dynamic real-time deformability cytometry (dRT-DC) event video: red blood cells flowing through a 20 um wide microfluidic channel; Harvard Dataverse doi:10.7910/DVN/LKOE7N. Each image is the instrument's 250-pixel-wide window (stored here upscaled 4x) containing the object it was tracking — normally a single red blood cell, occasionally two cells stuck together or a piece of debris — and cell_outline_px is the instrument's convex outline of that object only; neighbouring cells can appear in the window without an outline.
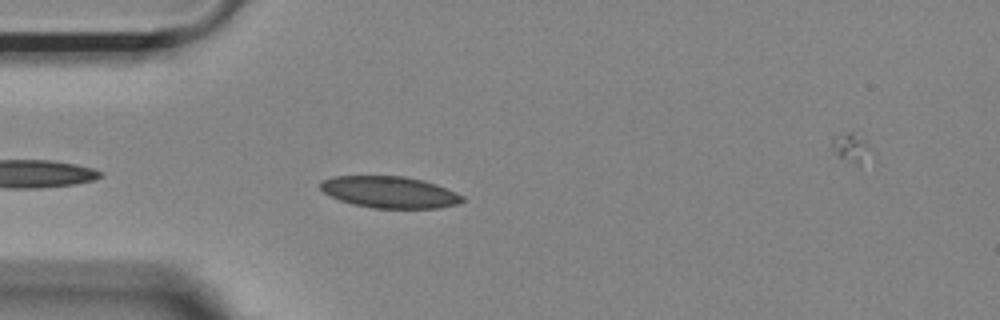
{"species": "Egyptian fruit bat (a non-hibernating species)", "species_latin": "Rousettus aegyptiacus", "temperature_condition": "room temperature", "stored_images_in_passage": 28, "camera_frame_rate_fps": 3000, "um_per_image_px": 0.085, "animal": {"sex": "female"}, "frame": {"image": 1, "passage_image": 4, "time_ms": 1.0, "image_size_px": [1000, 320], "cell_outline_px": [[464, 200], [456, 204], [436, 208], [376, 208], [352, 204], [340, 200], [324, 192], [320, 188], [320, 184], [324, 180], [332, 176], [404, 176], [424, 180], [436, 184], [456, 192], [464, 196]], "centroid_in_image_um": [33.13, 16.32], "position_along_channel_um": 51.9, "area_um2": 26.01}}
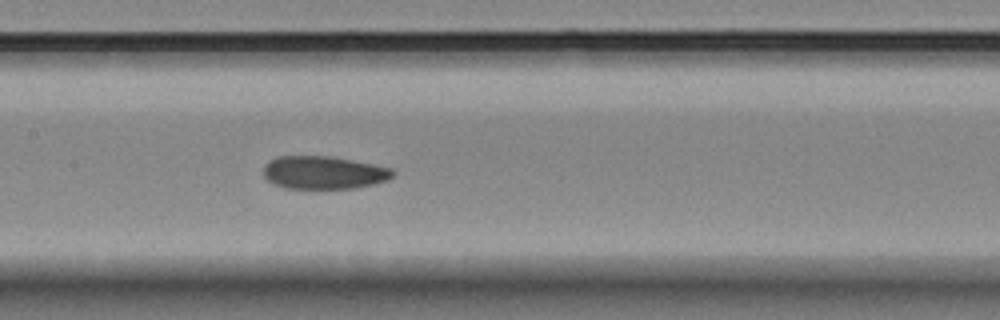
{"frame": {"image": 2, "passage_image": 15, "time_ms": 4.667, "image_size_px": [1000, 320], "cell_outline_px": [[396, 172], [388, 180], [356, 188], [284, 188], [268, 180], [264, 176], [264, 164], [268, 160], [276, 156], [328, 156], [372, 164], [392, 168]], "centroid_in_image_um": [27.5, 14.66], "position_along_channel_um": 179.9, "area_um2": 24.74}}
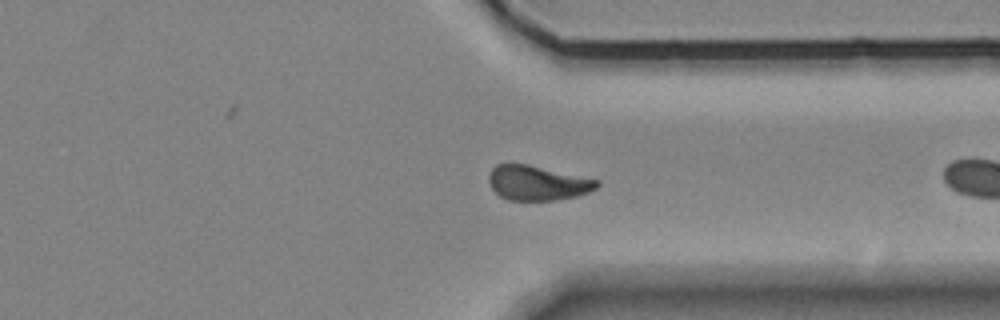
{"frame": {"image": 3, "passage_image": 27, "time_ms": 8.667, "image_size_px": [1000, 320], "cell_outline_px": [[600, 184], [596, 188], [588, 192], [576, 196], [556, 200], [508, 200], [500, 196], [492, 188], [488, 180], [488, 176], [492, 168], [496, 164], [528, 164], [600, 180]], "centroid_in_image_um": [45.69, 15.55], "position_along_channel_um": 365.7, "area_um2": 21.85}}